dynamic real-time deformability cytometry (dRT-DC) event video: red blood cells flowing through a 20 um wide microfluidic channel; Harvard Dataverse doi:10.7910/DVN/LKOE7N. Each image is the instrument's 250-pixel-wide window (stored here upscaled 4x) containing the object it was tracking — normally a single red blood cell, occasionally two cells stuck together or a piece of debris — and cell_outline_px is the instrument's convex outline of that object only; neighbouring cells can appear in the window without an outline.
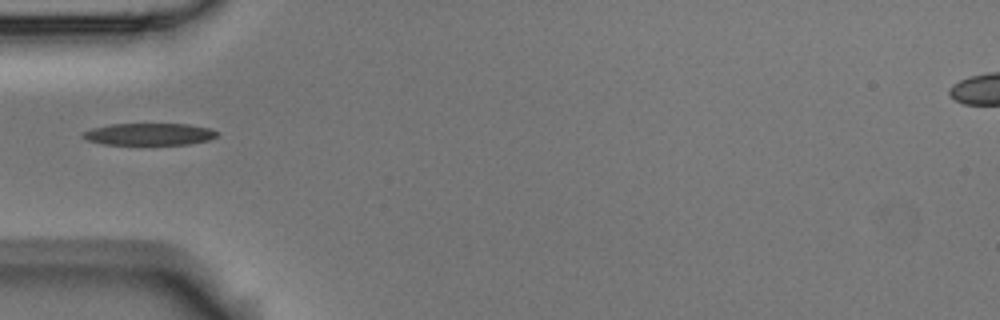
{"species": "Egyptian fruit bat (a non-hibernating species)", "species_latin": "Rousettus aegyptiacus", "temperature_condition": "room temperature", "stored_images_in_passage": 3, "camera_frame_rate_fps": 3000, "um_per_image_px": 0.085, "animal": {"sex": "male"}, "frame": {"image": 1, "passage_image": 1, "time_ms": 0.0, "image_size_px": [1000, 320], "cell_outline_px": [[220, 132], [216, 136], [208, 140], [188, 144], [104, 144], [88, 140], [80, 136], [80, 132], [92, 128], [108, 124], [188, 124], [212, 128]], "centroid_in_image_um": [12.67, 11.39], "position_along_channel_um": 72.3, "area_um2": 17.28}}
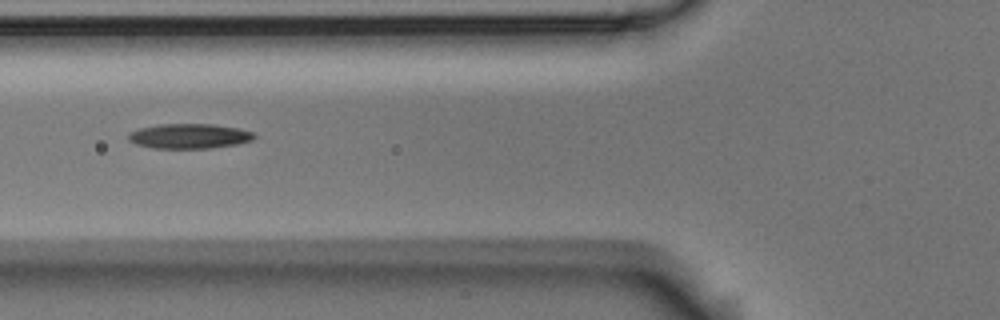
{"frame": {"image": 2, "passage_image": 2, "time_ms": 0.333, "image_size_px": [1000, 320], "cell_outline_px": [[256, 136], [252, 140], [240, 144], [212, 148], [152, 148], [136, 144], [128, 140], [128, 136], [132, 132], [140, 128], [160, 124], [212, 124], [240, 128], [252, 132]], "centroid_in_image_um": [16.13, 11.57], "position_along_channel_um": 109.7, "area_um2": 18.26}}
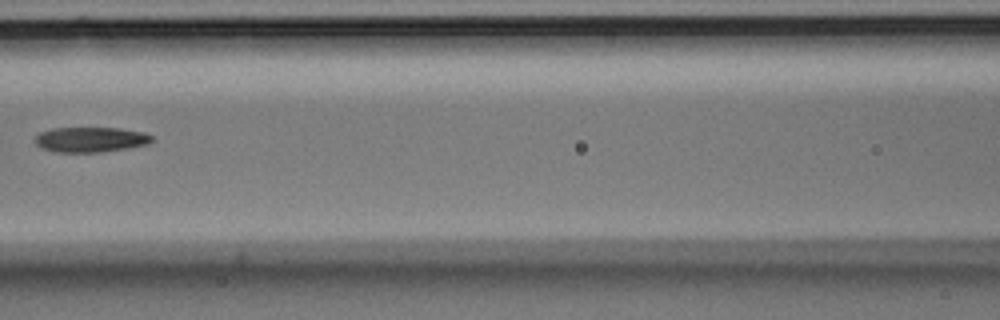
{"frame": {"image": 3, "passage_image": 3, "time_ms": 0.667, "image_size_px": [1000, 320], "cell_outline_px": [[152, 140], [148, 144], [128, 148], [100, 152], [56, 152], [40, 148], [36, 144], [36, 136], [40, 132], [52, 128], [120, 128], [144, 132], [152, 136]], "centroid_in_image_um": [7.7, 11.86], "position_along_channel_um": 158.9, "area_um2": 17.11}}